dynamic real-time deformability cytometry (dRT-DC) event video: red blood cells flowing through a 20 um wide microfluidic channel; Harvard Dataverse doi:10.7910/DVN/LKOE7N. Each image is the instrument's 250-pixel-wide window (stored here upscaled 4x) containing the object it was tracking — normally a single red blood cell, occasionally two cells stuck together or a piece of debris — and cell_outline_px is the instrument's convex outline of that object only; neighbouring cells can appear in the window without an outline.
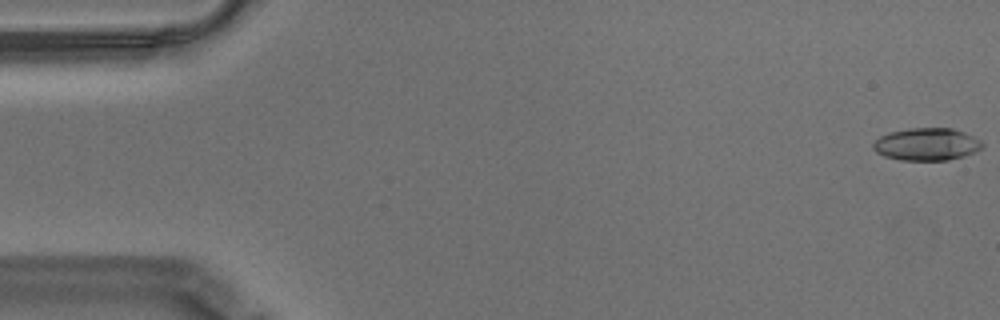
{"species": "Egyptian fruit bat (a non-hibernating species)", "species_latin": "Rousettus aegyptiacus", "temperature_condition": "warm", "stored_images_in_passage": 57, "camera_frame_rate_fps": 3000, "um_per_image_px": 0.085, "animal": {"sex": "male"}, "frame": {"image": 1, "passage_image": 1, "time_ms": 0.0, "image_size_px": [1000, 320], "cell_outline_px": [[984, 148], [976, 152], [964, 156], [948, 160], [900, 160], [884, 156], [876, 152], [872, 148], [872, 144], [880, 136], [888, 132], [908, 128], [952, 128], [964, 132], [980, 140], [984, 144]], "centroid_in_image_um": [78.77, 12.26], "position_along_channel_um": 6.2, "area_um2": 20.87}}
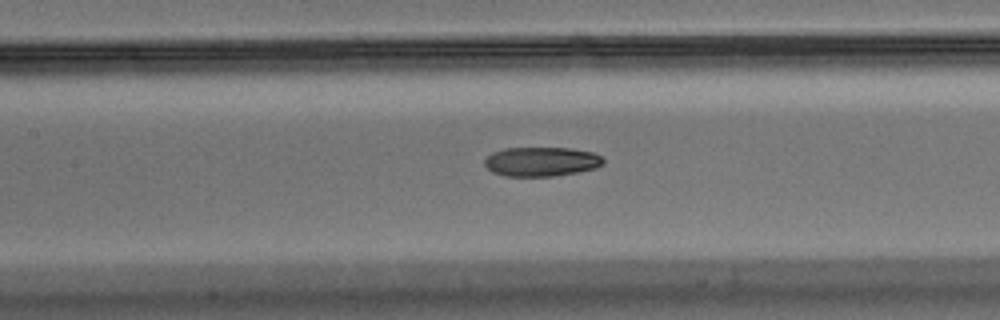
{"frame": {"image": 2, "passage_image": 26, "time_ms": 8.333, "image_size_px": [1000, 320], "cell_outline_px": [[604, 164], [596, 168], [576, 172], [552, 176], [504, 176], [492, 172], [484, 164], [484, 160], [492, 152], [504, 148], [568, 148], [592, 152], [600, 156], [604, 160]], "centroid_in_image_um": [46.0, 13.74], "position_along_channel_um": 161.4, "area_um2": 20.23}}
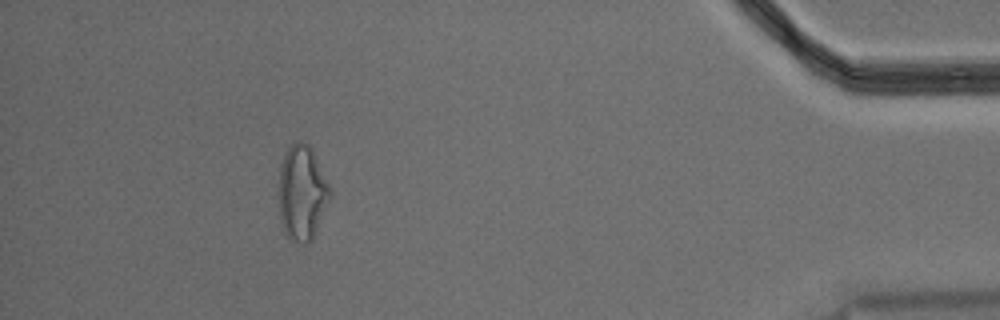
{"frame": {"image": 3, "passage_image": 52, "time_ms": 17.0, "image_size_px": [1000, 320], "cell_outline_px": [[332, 192], [316, 232], [312, 240], [308, 244], [300, 244], [288, 240], [284, 236], [276, 204], [276, 196], [280, 164], [284, 152], [296, 140], [300, 140], [308, 144], [312, 148]], "centroid_in_image_um": [25.6, 16.42], "position_along_channel_um": 409.6, "area_um2": 29.54}, "authors_computed_cell_mechanics": {"area_um2": 20.808, "velocity_mm_per_s": 3.5319, "shape_relaxation_time_tau1_ms": null, "shape_relaxation_time_tau2_ms": 6.2869, "deformation_change_tau1": null, "deformation_change_tau2": 0.1281}}